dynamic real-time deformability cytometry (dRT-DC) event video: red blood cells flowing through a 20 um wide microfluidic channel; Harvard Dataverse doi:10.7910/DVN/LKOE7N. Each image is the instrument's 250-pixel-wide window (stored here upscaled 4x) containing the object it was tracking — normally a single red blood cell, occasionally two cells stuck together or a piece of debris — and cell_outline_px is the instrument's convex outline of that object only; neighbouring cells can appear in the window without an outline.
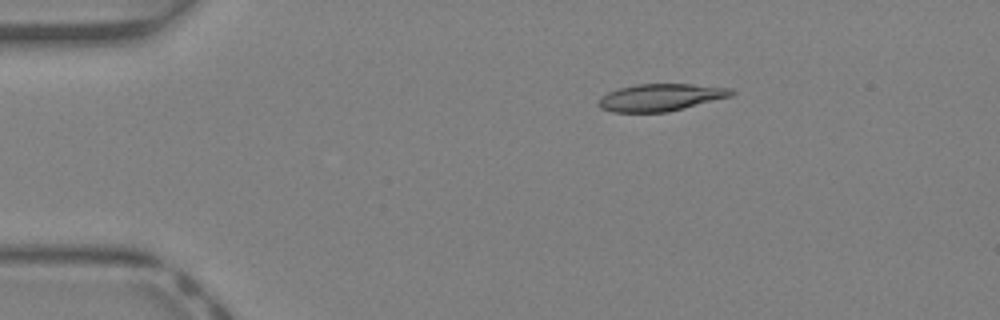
{"species": "Egyptian fruit bat (a non-hibernating species)", "species_latin": "Rousettus aegyptiacus", "temperature_condition": "warm", "stored_images_in_passage": 42, "camera_frame_rate_fps": 3000, "um_per_image_px": 0.085, "animal": {"sex": "female"}, "frame": {"image": 1, "passage_image": 8, "time_ms": 2.333, "image_size_px": [1000, 320], "cell_outline_px": [[736, 92], [732, 96], [668, 112], [612, 112], [600, 108], [596, 104], [600, 96], [608, 92], [620, 88], [636, 84], [692, 84], [732, 88]], "centroid_in_image_um": [56.15, 8.28], "position_along_channel_um": 28.9, "area_um2": 21.21}}
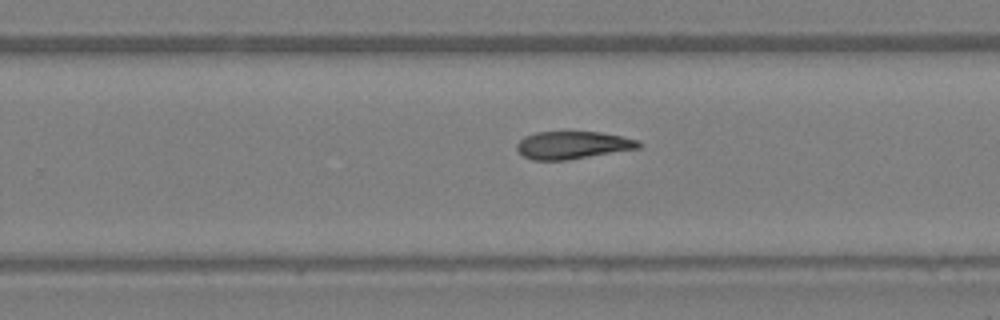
{"frame": {"image": 2, "passage_image": 27, "time_ms": 8.667, "image_size_px": [1000, 320], "cell_outline_px": [[640, 148], [568, 160], [532, 160], [524, 156], [516, 148], [516, 144], [524, 136], [536, 132], [600, 132], [640, 140]], "centroid_in_image_um": [48.67, 12.33], "position_along_channel_um": 281.1, "area_um2": 19.59}}
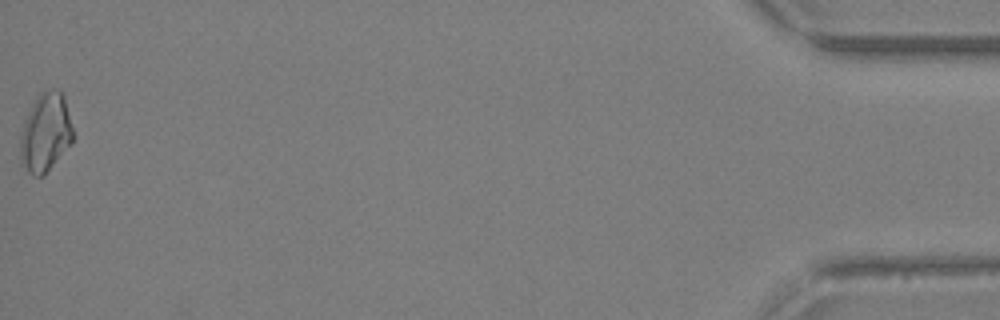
{"frame": {"image": 3, "passage_image": 42, "time_ms": 13.667, "image_size_px": [1000, 320], "cell_outline_px": [[76, 136], [72, 144], [44, 176], [32, 176], [20, 164], [20, 136], [24, 120], [36, 96], [40, 92], [52, 88], [64, 92]], "centroid_in_image_um": [3.91, 11.27], "position_along_channel_um": 431.3, "area_um2": 25.14}, "authors_computed_cell_mechanics": {"area_um2": 20.7791, "velocity_mm_per_s": 4.9866, "shape_relaxation_time_tau1_ms": 5.9456, "shape_relaxation_time_tau2_ms": null, "deformation_change_tau1": 0.1789, "deformation_change_tau2": null}}